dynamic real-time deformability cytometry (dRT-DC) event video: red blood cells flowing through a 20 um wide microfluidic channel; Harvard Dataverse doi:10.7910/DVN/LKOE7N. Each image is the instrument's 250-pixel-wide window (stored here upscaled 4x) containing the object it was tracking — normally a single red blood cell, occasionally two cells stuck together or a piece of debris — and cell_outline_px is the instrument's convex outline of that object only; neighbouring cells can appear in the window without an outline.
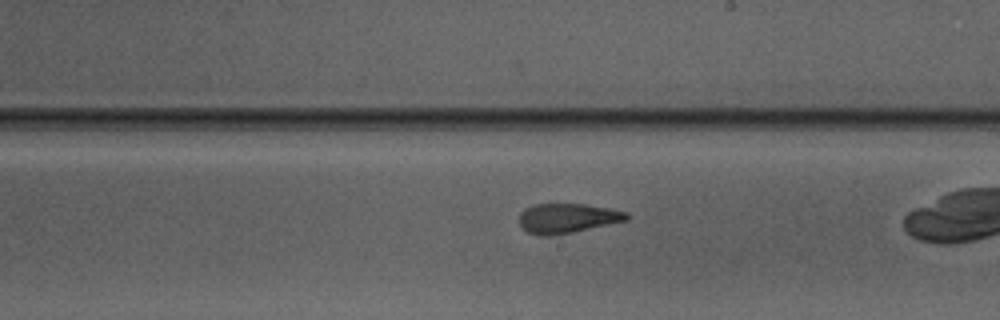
{"species": "Egyptian fruit bat (a non-hibernating species)", "species_latin": "Rousettus aegyptiacus", "temperature_condition": "warm", "stored_images_in_passage": 38, "camera_frame_rate_fps": 3000, "um_per_image_px": 0.085, "animal": {"sex": "male"}, "frame": {"image": 1, "passage_image": 27, "time_ms": 8.667, "image_size_px": [1000, 320], "cell_outline_px": [[628, 220], [572, 232], [552, 236], [540, 236], [528, 232], [520, 224], [520, 212], [524, 208], [532, 204], [584, 204], [608, 208], [628, 212]], "centroid_in_image_um": [48.2, 18.54], "position_along_channel_um": 240.8, "area_um2": 18.5}}
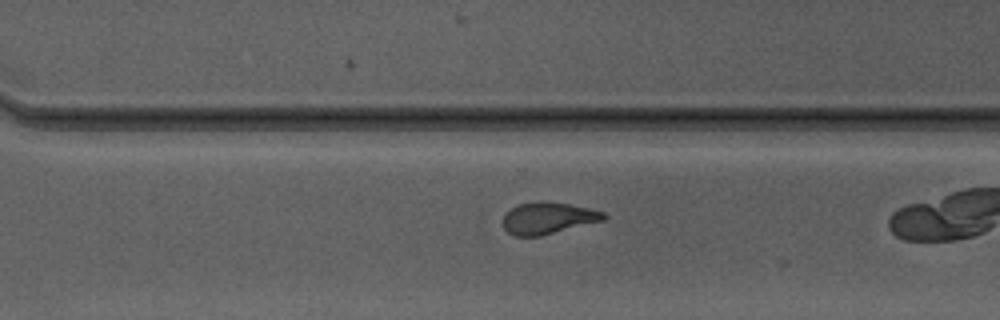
{"frame": {"image": 2, "passage_image": 33, "time_ms": 10.667, "image_size_px": [1000, 320], "cell_outline_px": [[608, 216], [604, 220], [540, 236], [512, 236], [504, 228], [504, 212], [516, 204], [540, 200], [548, 200], [588, 208], [604, 212]], "centroid_in_image_um": [46.55, 18.52], "position_along_channel_um": 324.1, "area_um2": 18.84}}